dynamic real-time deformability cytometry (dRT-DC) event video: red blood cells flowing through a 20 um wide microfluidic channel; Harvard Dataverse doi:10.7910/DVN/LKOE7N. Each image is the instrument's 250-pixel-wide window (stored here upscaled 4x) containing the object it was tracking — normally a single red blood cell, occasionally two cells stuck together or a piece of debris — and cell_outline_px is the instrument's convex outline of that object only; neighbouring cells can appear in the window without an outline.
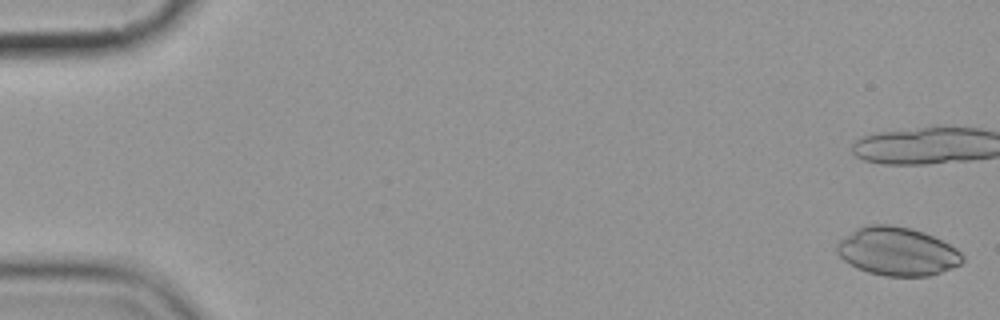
{"species": "common noctule bat (a hibernating species)", "species_latin": "Nyctalus noctula", "temperature_condition": "cold", "stored_images_in_passage": 16, "segment_of_instrument_passage": [1, 2], "camera_frame_rate_fps": 3000, "um_per_image_px": 0.085, "animal": {"sex": "female", "body_mass_g": 19.9}, "frame": {"image": 1, "passage_image": 1, "time_ms": 0.0, "image_size_px": [1000, 320], "cell_outline_px": [[964, 260], [960, 264], [952, 268], [928, 276], [884, 276], [868, 272], [856, 268], [844, 260], [836, 252], [836, 244], [840, 240], [856, 228], [872, 224], [888, 224], [908, 228], [924, 232], [956, 248], [964, 256]], "centroid_in_image_um": [76.25, 21.38], "position_along_channel_um": 8.7, "area_um2": 35.26}}